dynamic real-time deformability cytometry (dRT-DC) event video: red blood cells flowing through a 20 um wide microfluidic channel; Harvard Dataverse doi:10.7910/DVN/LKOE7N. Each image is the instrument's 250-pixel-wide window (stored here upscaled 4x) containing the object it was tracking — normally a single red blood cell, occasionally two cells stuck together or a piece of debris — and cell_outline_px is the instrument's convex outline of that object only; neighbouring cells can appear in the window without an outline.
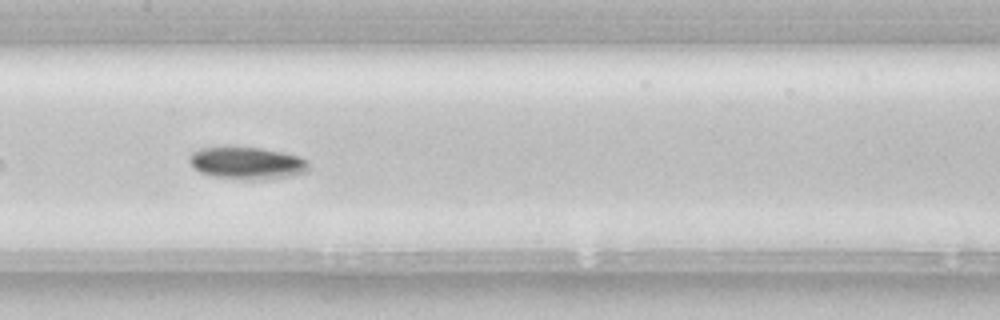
{"species": "common noctule bat (a hibernating species)", "species_latin": "Nyctalus noctula", "temperature_condition": "room temperature", "stored_images_in_passage": 39, "camera_frame_rate_fps": 3000, "um_per_image_px": 0.085, "animal": {"sex": "female", "body_mass_g": 22.7, "forearm_length_mm": 54.2}, "frame": {"image": 1, "passage_image": 12, "time_ms": 3.667, "image_size_px": [1000, 320], "cell_outline_px": [[308, 172], [288, 176], [252, 180], [244, 180], [212, 176], [200, 172], [188, 160], [188, 156], [192, 152], [200, 148], [260, 148], [284, 152], [300, 156], [308, 160]], "centroid_in_image_um": [21.02, 13.87], "position_along_channel_um": 186.4, "area_um2": 22.25}, "authors_computed_cell_mechanics": {"area_um2": 20.3456, "velocity_mm_per_s": 3.8947, "shape_relaxation_time_tau1_ms": 6.2056, "shape_relaxation_time_tau2_ms": null, "deformation_change_tau1": 0.1226, "deformation_change_tau2": null}}